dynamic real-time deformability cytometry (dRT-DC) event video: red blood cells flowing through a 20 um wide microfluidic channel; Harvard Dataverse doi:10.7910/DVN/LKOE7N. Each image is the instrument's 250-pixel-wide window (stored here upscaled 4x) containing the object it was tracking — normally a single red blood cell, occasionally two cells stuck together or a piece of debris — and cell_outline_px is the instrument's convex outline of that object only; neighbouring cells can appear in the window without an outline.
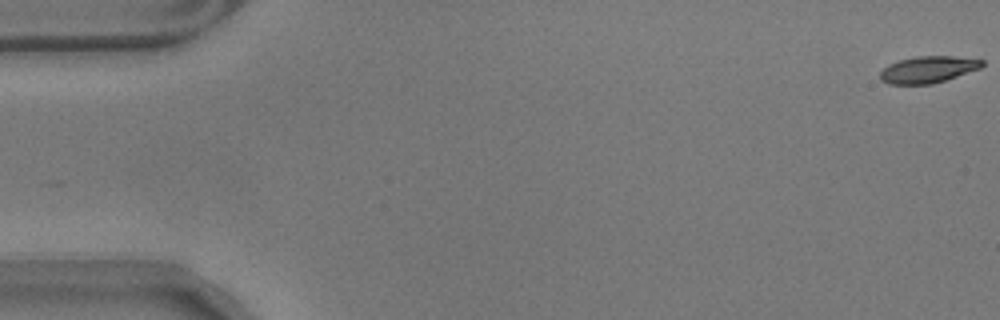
{"species": "common noctule bat (a hibernating species)", "species_latin": "Nyctalus noctula", "temperature_condition": "warm", "stored_images_in_passage": 9, "camera_frame_rate_fps": 3000, "um_per_image_px": 0.085, "animal": {"sex": "male", "body_mass_g": 17.9}, "frame": {"image": 1, "passage_image": 1, "time_ms": 0.0, "image_size_px": [1000, 320], "cell_outline_px": [[984, 64], [980, 68], [932, 84], [888, 84], [880, 80], [880, 72], [888, 64], [900, 60], [916, 56], [952, 56], [984, 60]], "centroid_in_image_um": [78.85, 5.91], "position_along_channel_um": 6.1, "area_um2": 15.72}}